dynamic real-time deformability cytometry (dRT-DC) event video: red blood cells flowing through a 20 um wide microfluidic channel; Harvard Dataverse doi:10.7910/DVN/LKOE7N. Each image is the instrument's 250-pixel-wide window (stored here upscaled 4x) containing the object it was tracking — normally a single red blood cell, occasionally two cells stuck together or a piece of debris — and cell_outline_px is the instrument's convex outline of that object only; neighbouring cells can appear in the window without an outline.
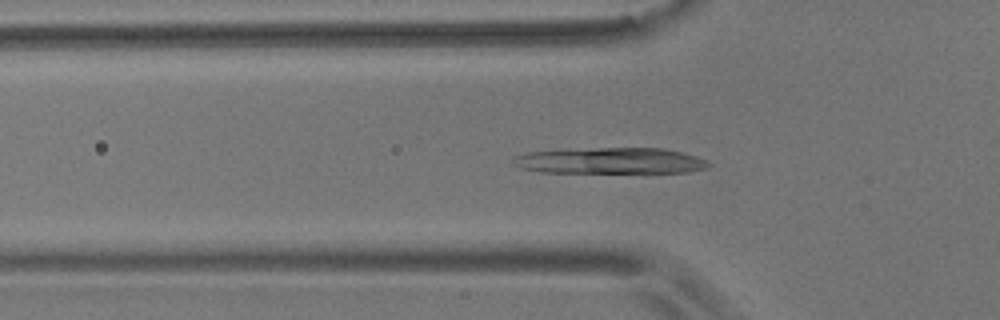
{"species": "common noctule bat (a hibernating species)", "species_latin": "Nyctalus noctula", "temperature_condition": "room temperature", "stored_images_in_passage": 50, "camera_frame_rate_fps": 3000, "um_per_image_px": 0.085, "animal": {"sex": "male", "body_mass_g": 17.9}, "frame": {"image": 1, "passage_image": 17, "time_ms": 5.333, "image_size_px": [1000, 320], "cell_outline_px": [[712, 164], [704, 168], [688, 172], [540, 172], [520, 168], [516, 164], [512, 156], [528, 152], [596, 148], [664, 148], [696, 156], [708, 160]], "centroid_in_image_um": [51.91, 13.66], "position_along_channel_um": 73.9, "area_um2": 29.42}}
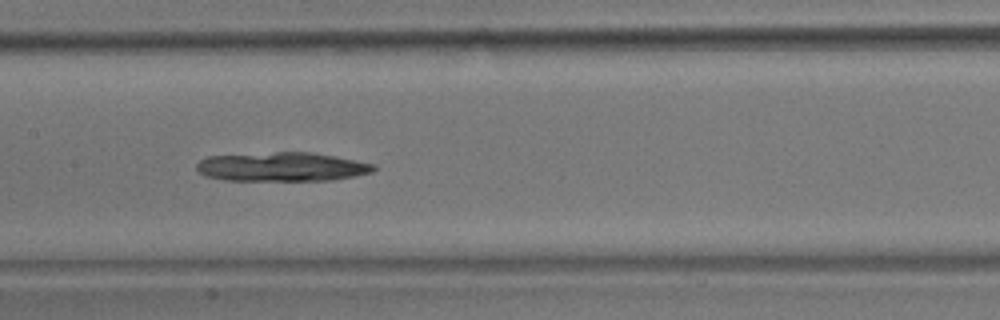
{"frame": {"image": 2, "passage_image": 26, "time_ms": 8.333, "image_size_px": [1000, 320], "cell_outline_px": [[376, 168], [372, 172], [332, 180], [224, 180], [204, 176], [196, 168], [196, 164], [200, 160], [208, 156], [276, 152], [312, 152], [356, 160], [376, 164]], "centroid_in_image_um": [23.95, 14.17], "position_along_channel_um": 183.4, "area_um2": 29.88}}
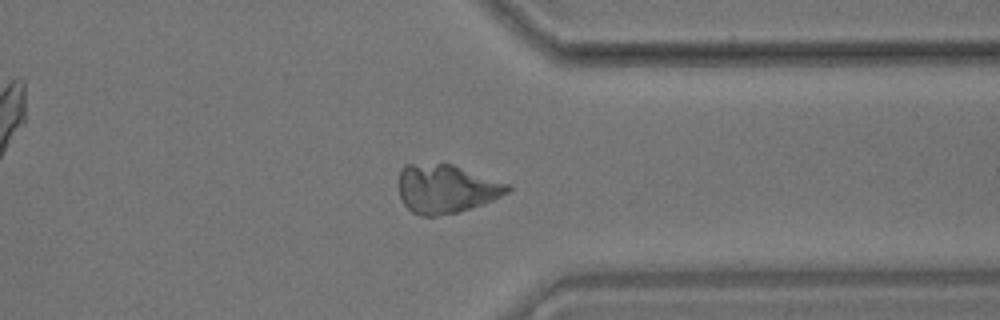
{"frame": {"image": 3, "passage_image": 42, "time_ms": 13.667, "image_size_px": [1000, 320], "cell_outline_px": [[512, 188], [508, 192], [492, 200], [472, 208], [456, 212], [436, 216], [420, 216], [412, 212], [404, 204], [400, 196], [400, 168], [404, 164], [452, 164], [512, 184]], "centroid_in_image_um": [37.95, 16.04], "position_along_channel_um": 373.5, "area_um2": 30.87}, "authors_computed_cell_mechanics": {"area_um2": 29.8537, "velocity_mm_per_s": 3.6233, "shape_relaxation_time_tau1_ms": 7.8452, "shape_relaxation_time_tau2_ms": null, "deformation_change_tau1": 0.2197, "deformation_change_tau2": null}}